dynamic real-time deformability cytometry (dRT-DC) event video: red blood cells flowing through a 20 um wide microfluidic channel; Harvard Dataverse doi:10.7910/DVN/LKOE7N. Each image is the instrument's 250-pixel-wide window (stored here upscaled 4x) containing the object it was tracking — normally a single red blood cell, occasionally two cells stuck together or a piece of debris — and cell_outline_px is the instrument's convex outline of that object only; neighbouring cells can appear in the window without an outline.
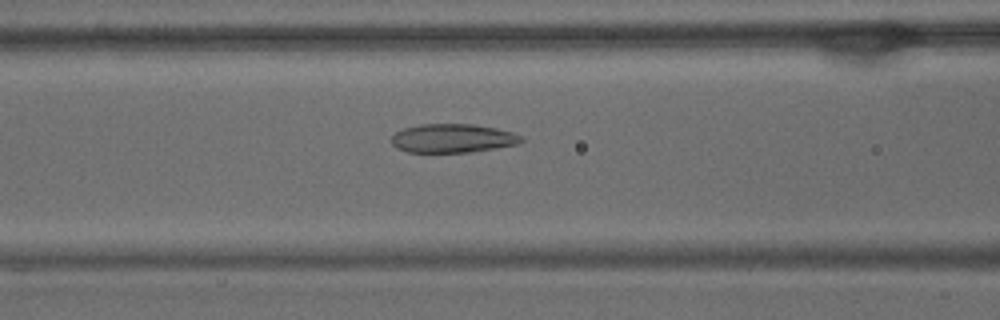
{"species": "common noctule bat (a hibernating species)", "species_latin": "Nyctalus noctula", "temperature_condition": "warm", "stored_images_in_passage": 37, "camera_frame_rate_fps": 3000, "um_per_image_px": 0.085, "animal": {"sex": "male", "body_mass_g": 15.6}, "frame": {"image": 1, "passage_image": 5, "time_ms": 1.333, "image_size_px": [1000, 320], "cell_outline_px": [[524, 140], [520, 144], [472, 152], [408, 152], [396, 148], [392, 144], [392, 136], [396, 132], [404, 128], [420, 124], [472, 124], [496, 128], [512, 132], [520, 136]], "centroid_in_image_um": [38.49, 11.76], "position_along_channel_um": 128.1, "area_um2": 21.79}}
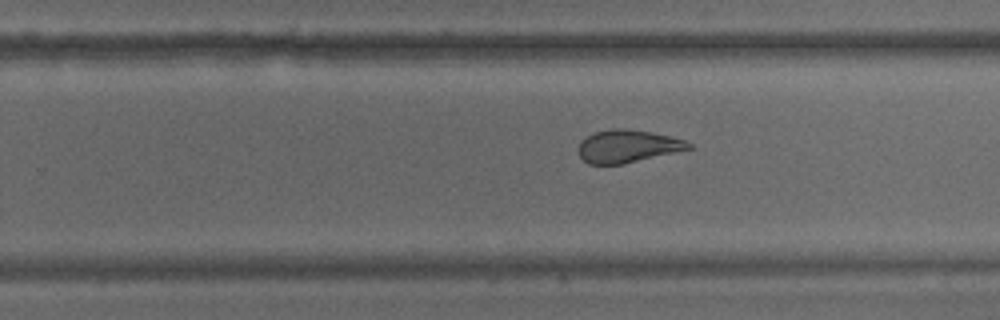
{"frame": {"image": 2, "passage_image": 17, "time_ms": 5.333, "image_size_px": [1000, 320], "cell_outline_px": [[692, 148], [676, 152], [624, 164], [588, 164], [580, 156], [580, 140], [596, 132], [612, 128], [624, 128], [652, 132], [684, 140], [692, 144]], "centroid_in_image_um": [53.36, 12.43], "position_along_channel_um": 276.4, "area_um2": 20.81}}
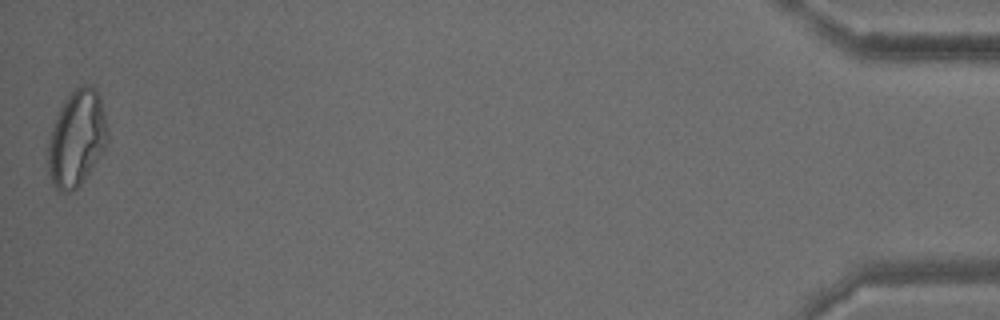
{"frame": {"image": 3, "passage_image": 37, "time_ms": 12.0, "image_size_px": [1000, 320], "cell_outline_px": [[108, 136], [104, 148], [80, 184], [72, 192], [60, 192], [52, 184], [48, 172], [48, 144], [56, 116], [60, 108], [68, 96], [80, 84], [92, 84], [96, 88], [100, 96], [108, 128]], "centroid_in_image_um": [6.52, 11.74], "position_along_channel_um": 428.7, "area_um2": 33.06}}